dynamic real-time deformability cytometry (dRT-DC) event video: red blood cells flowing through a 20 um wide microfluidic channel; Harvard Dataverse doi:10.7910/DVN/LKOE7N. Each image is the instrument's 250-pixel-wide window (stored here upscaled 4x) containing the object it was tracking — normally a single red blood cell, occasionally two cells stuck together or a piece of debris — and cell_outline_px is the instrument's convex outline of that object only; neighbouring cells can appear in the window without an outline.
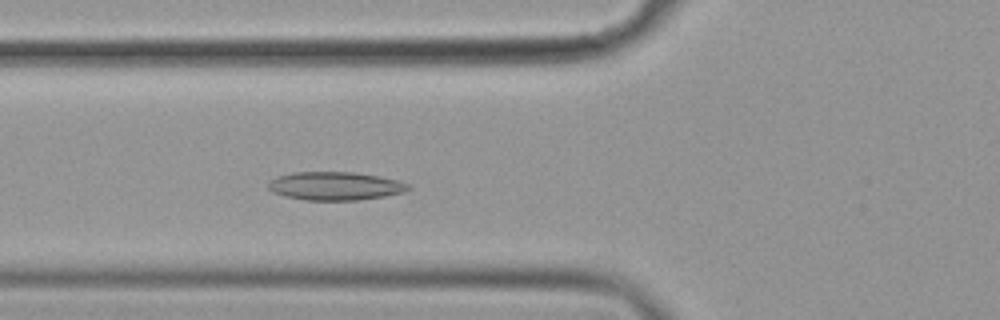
{"species": "common noctule bat (a hibernating species)", "species_latin": "Nyctalus noctula", "temperature_condition": "cold", "stored_images_in_passage": 55, "camera_frame_rate_fps": 3000, "um_per_image_px": 0.085, "animal": {"sex": "female", "body_mass_g": 19.9}, "frame": {"image": 1, "passage_image": 20, "time_ms": 6.333, "image_size_px": [1000, 320], "cell_outline_px": [[412, 188], [404, 192], [384, 196], [360, 200], [304, 200], [284, 196], [272, 192], [268, 188], [268, 184], [276, 176], [292, 172], [356, 172], [380, 176], [396, 180], [408, 184]], "centroid_in_image_um": [28.48, 15.81], "position_along_channel_um": 97.3, "area_um2": 23.24}}
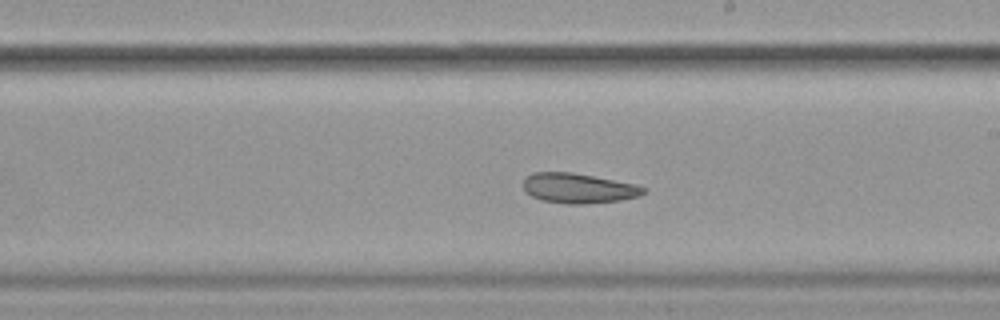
{"frame": {"image": 2, "passage_image": 32, "time_ms": 10.333, "image_size_px": [1000, 320], "cell_outline_px": [[648, 192], [640, 196], [620, 200], [584, 204], [568, 204], [540, 200], [524, 192], [520, 184], [532, 172], [572, 172], [636, 184], [648, 188]], "centroid_in_image_um": [49.16, 16.0], "position_along_channel_um": 239.8, "area_um2": 21.33}}
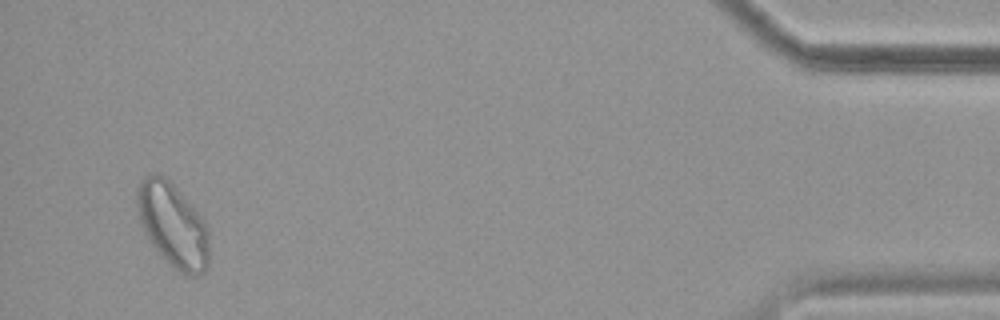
{"frame": {"image": 3, "passage_image": 53, "time_ms": 17.333, "image_size_px": [1000, 320], "cell_outline_px": [[208, 264], [204, 272], [200, 276], [188, 276], [172, 268], [168, 264], [152, 244], [140, 220], [136, 204], [136, 192], [140, 180], [144, 176], [152, 172], [164, 176], [172, 184], [204, 220], [208, 228]], "centroid_in_image_um": [14.69, 19.15], "position_along_channel_um": 420.5, "area_um2": 35.08}, "authors_computed_cell_mechanics": {"area_um2": 24.276, "velocity_mm_per_s": 3.5701, "shape_relaxation_time_tau1_ms": null, "shape_relaxation_time_tau2_ms": 2.886, "deformation_change_tau1": null, "deformation_change_tau2": 0.0827}}